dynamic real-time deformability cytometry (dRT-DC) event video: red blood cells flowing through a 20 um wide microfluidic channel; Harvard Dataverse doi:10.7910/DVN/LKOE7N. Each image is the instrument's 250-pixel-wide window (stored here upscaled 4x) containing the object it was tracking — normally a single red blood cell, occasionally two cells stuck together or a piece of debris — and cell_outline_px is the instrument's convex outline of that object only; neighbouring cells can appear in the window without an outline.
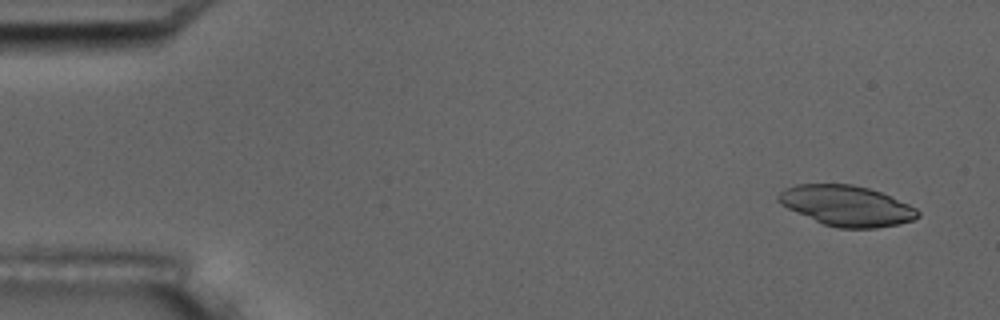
{"species": "common noctule bat (a hibernating species)", "species_latin": "Nyctalus noctula", "temperature_condition": "room temperature", "stored_images_in_passage": 5, "camera_frame_rate_fps": 3000, "um_per_image_px": 0.085, "animal": {"sex": "male", "body_mass_g": 17.5, "forearm_length_mm": 52.3}, "frame": {"image": 1, "passage_image": 1, "time_ms": 0.0, "image_size_px": [1000, 320], "cell_outline_px": [[920, 216], [912, 220], [900, 224], [876, 228], [836, 228], [824, 224], [788, 208], [780, 204], [776, 200], [776, 196], [784, 188], [796, 184], [852, 184], [868, 188], [880, 192], [908, 204], [916, 208], [920, 212]], "centroid_in_image_um": [71.95, 17.48], "position_along_channel_um": 13.0, "area_um2": 32.77}}